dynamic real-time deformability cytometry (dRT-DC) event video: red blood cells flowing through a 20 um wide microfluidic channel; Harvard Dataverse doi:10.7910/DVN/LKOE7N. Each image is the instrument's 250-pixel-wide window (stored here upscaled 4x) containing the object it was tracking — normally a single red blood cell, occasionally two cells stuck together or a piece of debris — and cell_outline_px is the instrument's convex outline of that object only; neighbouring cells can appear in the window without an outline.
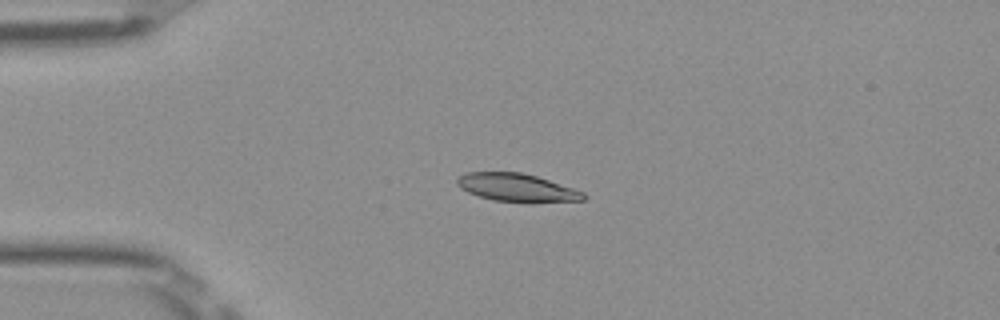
{"species": "Egyptian fruit bat (a non-hibernating species)", "species_latin": "Rousettus aegyptiacus", "temperature_condition": "room temperature", "stored_images_in_passage": 46, "camera_frame_rate_fps": 3000, "um_per_image_px": 0.085, "frame": {"image": 1, "passage_image": 12, "time_ms": 3.667, "image_size_px": [1000, 320], "cell_outline_px": [[588, 196], [584, 200], [528, 204], [492, 200], [468, 192], [460, 188], [456, 184], [456, 180], [464, 172], [520, 172], [536, 176], [584, 192]], "centroid_in_image_um": [43.95, 15.98], "position_along_channel_um": 41.0, "area_um2": 21.04}}
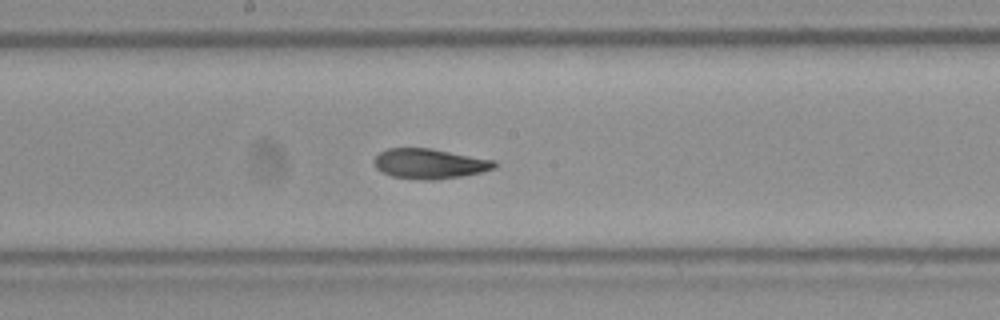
{"frame": {"image": 2, "passage_image": 27, "time_ms": 8.667, "image_size_px": [1000, 320], "cell_outline_px": [[496, 168], [480, 172], [460, 176], [436, 180], [428, 180], [392, 176], [376, 168], [372, 164], [372, 160], [380, 152], [388, 148], [432, 148], [496, 160]], "centroid_in_image_um": [36.51, 13.9], "position_along_channel_um": 211.7, "area_um2": 21.1}}
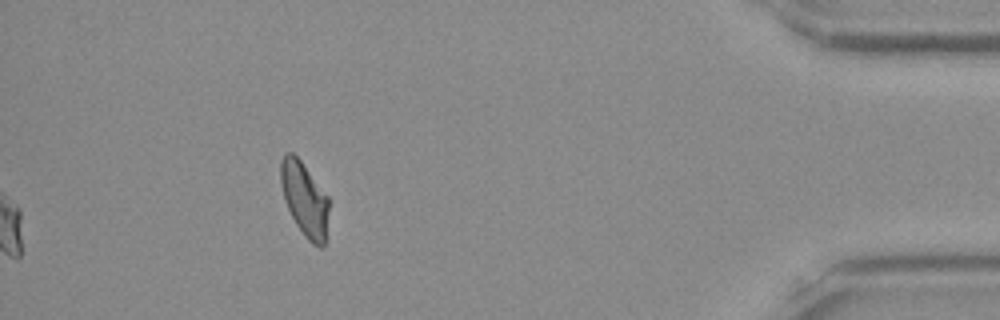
{"frame": {"image": 3, "passage_image": 46, "time_ms": 15.0, "image_size_px": [1000, 320], "cell_outline_px": [[328, 208], [324, 248], [320, 248], [312, 244], [304, 236], [296, 224], [284, 200], [280, 184], [280, 160], [284, 152], [292, 152], [300, 160], [328, 196]], "centroid_in_image_um": [25.86, 16.92], "position_along_channel_um": 409.3, "area_um2": 20.75}, "authors_computed_cell_mechanics": {"area_um2": 21.4149, "velocity_mm_per_s": 3.974, "shape_relaxation_time_tau1_ms": 8.2157, "shape_relaxation_time_tau2_ms": 5.6334, "deformation_change_tau1": 0.1994, "deformation_change_tau2": 0.0969}}